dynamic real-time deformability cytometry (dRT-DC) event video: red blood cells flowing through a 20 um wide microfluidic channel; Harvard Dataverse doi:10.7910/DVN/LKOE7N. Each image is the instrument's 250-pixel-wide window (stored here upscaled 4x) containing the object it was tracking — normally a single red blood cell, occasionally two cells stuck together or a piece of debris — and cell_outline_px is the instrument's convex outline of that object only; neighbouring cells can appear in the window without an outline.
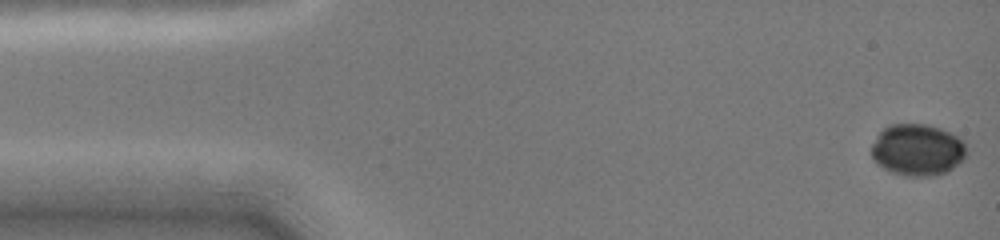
{"species": "common noctule bat (a hibernating species)", "species_latin": "Nyctalus noctula", "temperature_condition": "cold", "stored_images_in_passage": 30, "camera_frame_rate_fps": 3000, "um_per_image_px": 0.085, "animal": {"sex": "female", "body_mass_g": 19.0, "forearm_length_mm": 51.5}, "frame": {"image": 1, "passage_image": 1, "time_ms": 0.0, "image_size_px": [1000, 240], "cell_outline_px": [[968, 156], [964, 160], [948, 172], [936, 176], [904, 176], [892, 172], [876, 164], [872, 156], [872, 144], [880, 132], [888, 124], [928, 124], [940, 128], [964, 140], [968, 148]], "centroid_in_image_um": [78.04, 12.75], "position_along_channel_um": 7.0, "area_um2": 29.13}}
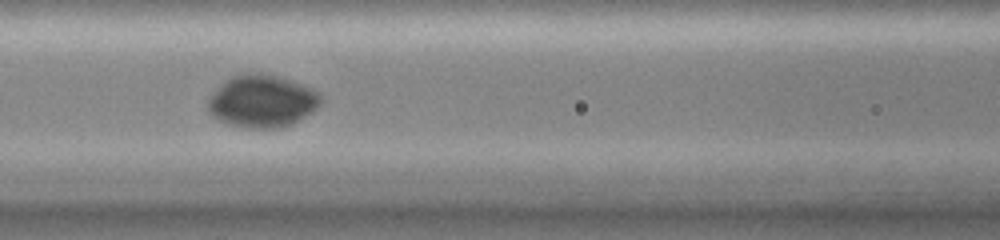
{"frame": {"image": 2, "passage_image": 12, "time_ms": 6.333, "image_size_px": [1000, 240], "cell_outline_px": [[324, 100], [312, 112], [292, 124], [280, 128], [244, 128], [228, 124], [216, 120], [208, 112], [208, 100], [232, 76], [260, 72], [276, 76], [312, 88], [320, 92]], "centroid_in_image_um": [22.31, 8.63], "position_along_channel_um": 144.3, "area_um2": 34.22}}
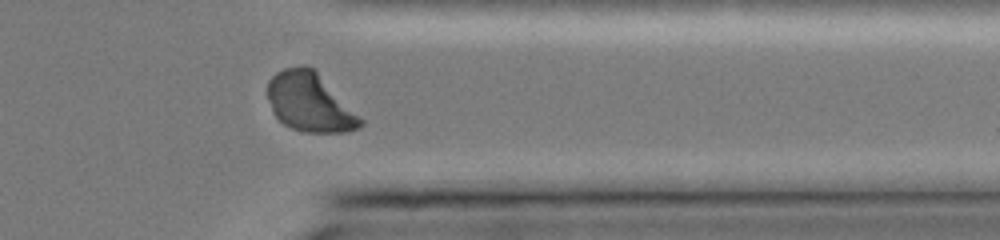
{"frame": {"image": 3, "passage_image": 23, "time_ms": 12.333, "image_size_px": [1000, 240], "cell_outline_px": [[364, 124], [360, 128], [348, 132], [308, 132], [292, 128], [284, 124], [272, 112], [268, 100], [268, 80], [276, 72], [284, 68], [304, 64], [316, 68], [364, 120]], "centroid_in_image_um": [26.36, 8.66], "position_along_channel_um": 385.0, "area_um2": 32.37}}